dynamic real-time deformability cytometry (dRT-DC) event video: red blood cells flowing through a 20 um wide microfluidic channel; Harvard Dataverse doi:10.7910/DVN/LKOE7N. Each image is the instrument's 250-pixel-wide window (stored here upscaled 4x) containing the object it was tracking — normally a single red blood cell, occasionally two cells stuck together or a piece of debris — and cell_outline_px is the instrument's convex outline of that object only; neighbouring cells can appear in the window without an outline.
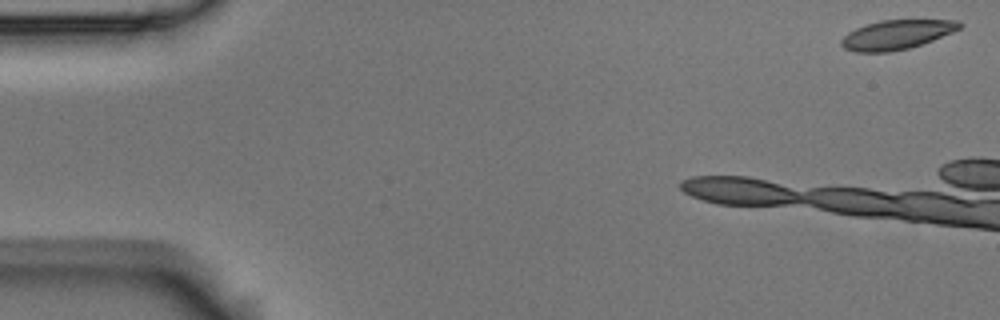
{"species": "Egyptian fruit bat (a non-hibernating species)", "species_latin": "Rousettus aegyptiacus", "temperature_condition": "room temperature", "stored_images_in_passage": 4, "camera_frame_rate_fps": 3000, "um_per_image_px": 0.085, "animal": {"sex": "male"}, "frame": {"image": 1, "passage_image": 1, "time_ms": 0.0, "image_size_px": [1000, 320], "cell_outline_px": [[964, 24], [960, 28], [952, 32], [932, 40], [908, 48], [888, 52], [856, 52], [844, 48], [840, 44], [840, 40], [848, 32], [856, 28], [880, 20], [960, 20]], "centroid_in_image_um": [76.2, 2.94], "position_along_channel_um": 8.8, "area_um2": 20.06}}